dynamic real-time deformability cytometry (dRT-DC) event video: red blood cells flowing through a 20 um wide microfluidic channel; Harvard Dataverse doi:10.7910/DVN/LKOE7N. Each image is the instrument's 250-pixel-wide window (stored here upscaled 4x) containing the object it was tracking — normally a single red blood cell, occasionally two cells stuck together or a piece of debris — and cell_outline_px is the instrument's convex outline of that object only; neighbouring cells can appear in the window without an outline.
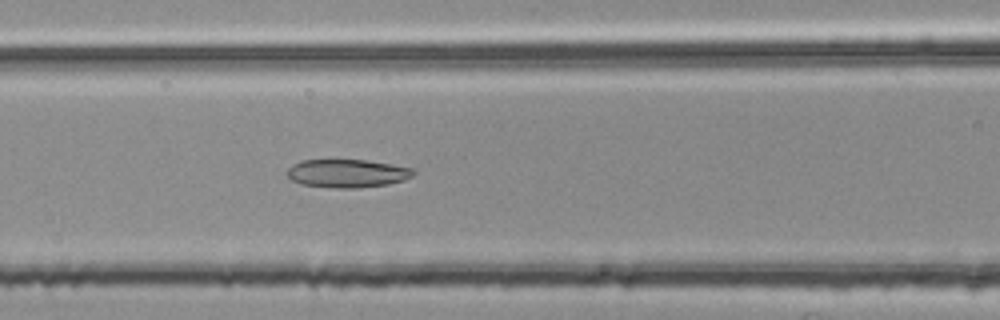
{"species": "common noctule bat (a hibernating species)", "species_latin": "Nyctalus noctula", "temperature_condition": "room temperature", "stored_images_in_passage": 39, "camera_frame_rate_fps": 3000, "um_per_image_px": 0.085, "animal": {"sex": "female", "body_mass_g": 25.1}, "frame": {"image": 1, "passage_image": 8, "time_ms": 2.333, "image_size_px": [1000, 320], "cell_outline_px": [[416, 172], [412, 176], [404, 180], [388, 184], [356, 188], [340, 188], [300, 184], [292, 180], [288, 176], [288, 168], [292, 164], [300, 160], [368, 160], [416, 168]], "centroid_in_image_um": [29.55, 14.72], "position_along_channel_um": 137.0, "area_um2": 20.87}}
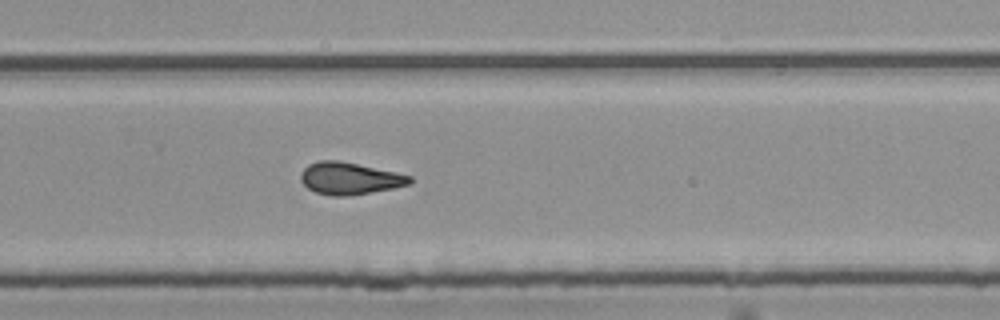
{"frame": {"image": 2, "passage_image": 21, "time_ms": 6.667, "image_size_px": [1000, 320], "cell_outline_px": [[412, 184], [392, 188], [348, 196], [332, 196], [316, 192], [308, 188], [300, 180], [300, 172], [308, 164], [320, 160], [340, 160], [396, 172], [412, 176]], "centroid_in_image_um": [29.71, 15.15], "position_along_channel_um": 300.1, "area_um2": 20.46}}
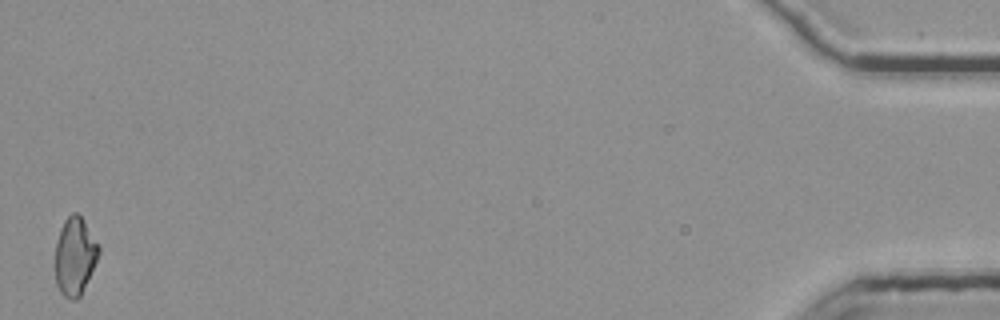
{"frame": {"image": 3, "passage_image": 39, "time_ms": 12.667, "image_size_px": [1000, 320], "cell_outline_px": [[100, 252], [80, 296], [76, 300], [72, 300], [64, 296], [60, 292], [56, 284], [52, 268], [56, 240], [60, 228], [64, 220], [72, 212], [76, 212], [80, 216], [100, 244]], "centroid_in_image_um": [6.31, 21.78], "position_along_channel_um": 428.9, "area_um2": 20.29}, "authors_computed_cell_mechanics": {"area_um2": 20.1722, "velocity_mm_per_s": 3.7632, "shape_relaxation_time_tau1_ms": null, "shape_relaxation_time_tau2_ms": 3.3887, "deformation_change_tau1": null, "deformation_change_tau2": 0.1268}}